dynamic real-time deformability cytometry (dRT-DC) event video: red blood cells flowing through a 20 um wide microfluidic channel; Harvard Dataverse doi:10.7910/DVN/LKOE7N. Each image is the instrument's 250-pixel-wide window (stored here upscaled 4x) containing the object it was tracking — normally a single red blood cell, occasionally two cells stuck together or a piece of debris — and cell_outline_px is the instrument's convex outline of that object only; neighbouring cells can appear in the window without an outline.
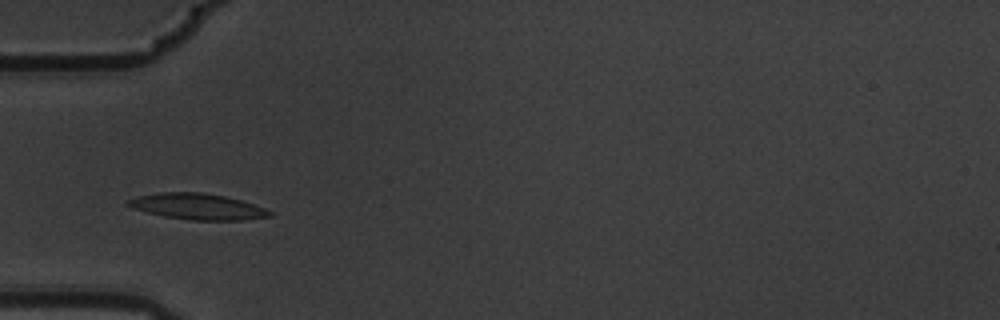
{"species": "common noctule bat (a hibernating species)", "species_latin": "Nyctalus noctula", "temperature_condition": "warm", "stored_images_in_passage": 5, "camera_frame_rate_fps": 3000, "um_per_image_px": 0.085, "animal": {"sex": "male", "body_mass_g": 19.5, "forearm_length_mm": 54.6}, "frame": {"image": 1, "passage_image": 4, "time_ms": 1.0, "image_size_px": [1000, 320], "cell_outline_px": [[272, 216], [244, 220], [188, 220], [164, 216], [132, 208], [124, 204], [128, 200], [136, 196], [160, 192], [200, 192], [224, 196], [240, 200], [264, 208], [272, 212]], "centroid_in_image_um": [16.75, 17.55], "position_along_channel_um": 68.2, "area_um2": 21.39}}
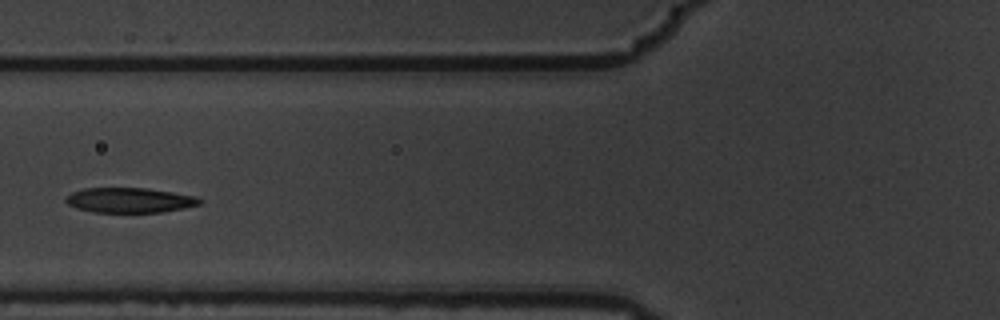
{"frame": {"image": 2, "passage_image": 5, "time_ms": 1.333, "image_size_px": [1000, 320], "cell_outline_px": [[204, 200], [200, 204], [184, 208], [164, 212], [92, 212], [76, 208], [68, 204], [64, 200], [72, 192], [84, 188], [148, 188], [196, 196]], "centroid_in_image_um": [11.04, 17.02], "position_along_channel_um": 114.8, "area_um2": 19.54}}